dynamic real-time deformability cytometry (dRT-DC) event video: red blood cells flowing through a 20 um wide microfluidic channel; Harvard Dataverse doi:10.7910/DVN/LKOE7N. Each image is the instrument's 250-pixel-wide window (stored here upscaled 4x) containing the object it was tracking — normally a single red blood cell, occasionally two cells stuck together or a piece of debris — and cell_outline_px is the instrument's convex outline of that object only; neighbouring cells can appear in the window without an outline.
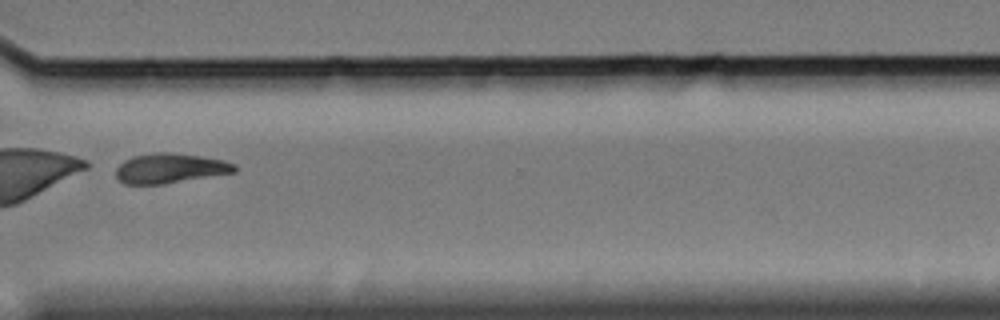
{"species": "Egyptian fruit bat (a non-hibernating species)", "species_latin": "Rousettus aegyptiacus", "temperature_condition": "cold", "stored_images_in_passage": 57, "camera_frame_rate_fps": 3000, "um_per_image_px": 0.085, "animal": {"sex": "female"}, "frame": {"image": 1, "passage_image": 44, "time_ms": 14.333, "image_size_px": [1000, 320], "cell_outline_px": [[236, 172], [160, 184], [124, 184], [116, 176], [116, 168], [124, 160], [132, 156], [156, 152], [168, 152], [200, 156], [224, 160], [236, 164]], "centroid_in_image_um": [14.44, 14.29], "position_along_channel_um": 356.2, "area_um2": 20.46}}